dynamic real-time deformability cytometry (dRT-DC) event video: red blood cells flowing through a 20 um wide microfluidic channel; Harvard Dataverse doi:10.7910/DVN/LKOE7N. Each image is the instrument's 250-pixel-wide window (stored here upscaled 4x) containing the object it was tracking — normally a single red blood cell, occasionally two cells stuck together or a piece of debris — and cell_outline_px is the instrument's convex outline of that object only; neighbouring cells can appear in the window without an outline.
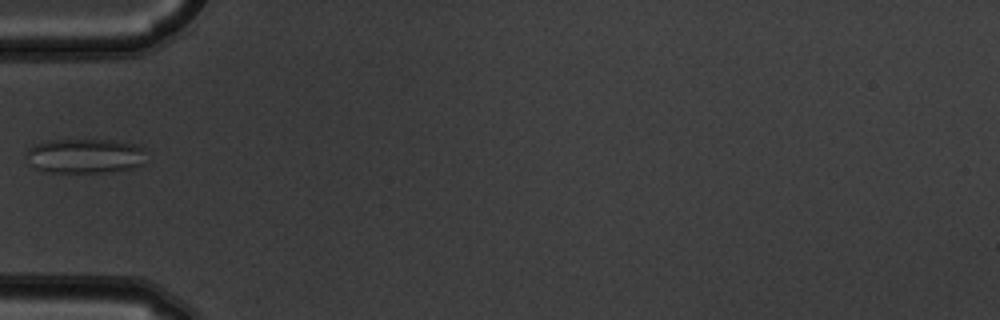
{"species": "common noctule bat (a hibernating species)", "species_latin": "Nyctalus noctula", "temperature_condition": "warm", "stored_images_in_passage": 3, "camera_frame_rate_fps": 3000, "um_per_image_px": 0.085, "animal": {"sex": "male", "body_mass_g": 19.5, "forearm_length_mm": 54.6}, "frame": {"image": 1, "passage_image": 3, "time_ms": 0.667, "image_size_px": [1000, 320], "cell_outline_px": [[144, 164], [136, 168], [100, 172], [52, 172], [36, 168], [28, 164], [24, 152], [28, 148], [44, 140], [112, 140], [136, 144], [144, 148]], "centroid_in_image_um": [7.2, 13.24], "position_along_channel_um": 77.8, "area_um2": 24.45}}